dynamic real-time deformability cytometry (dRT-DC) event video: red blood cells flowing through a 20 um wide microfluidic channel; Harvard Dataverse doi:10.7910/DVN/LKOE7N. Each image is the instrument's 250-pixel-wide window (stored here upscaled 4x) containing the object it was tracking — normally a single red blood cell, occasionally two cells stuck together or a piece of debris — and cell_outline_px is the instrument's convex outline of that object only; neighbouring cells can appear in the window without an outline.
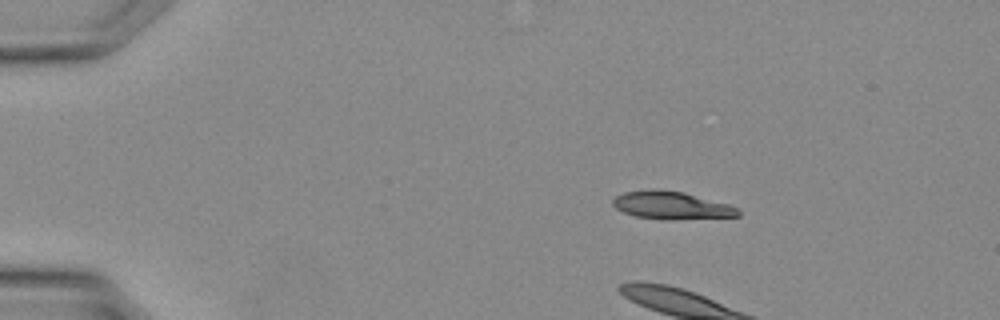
{"species": "Egyptian fruit bat (a non-hibernating species)", "species_latin": "Rousettus aegyptiacus", "temperature_condition": "warm", "stored_images_in_passage": 36, "camera_frame_rate_fps": 3000, "um_per_image_px": 0.085, "animal": {"sex": "female"}, "frame": {"image": 1, "passage_image": 6, "time_ms": 1.667, "image_size_px": [1000, 320], "cell_outline_px": [[740, 216], [672, 220], [664, 220], [636, 216], [624, 212], [616, 208], [612, 204], [612, 200], [616, 196], [624, 192], [652, 188], [660, 188], [684, 192], [728, 204], [736, 208], [740, 212]], "centroid_in_image_um": [57.05, 17.44], "position_along_channel_um": 28.0, "area_um2": 20.46}}